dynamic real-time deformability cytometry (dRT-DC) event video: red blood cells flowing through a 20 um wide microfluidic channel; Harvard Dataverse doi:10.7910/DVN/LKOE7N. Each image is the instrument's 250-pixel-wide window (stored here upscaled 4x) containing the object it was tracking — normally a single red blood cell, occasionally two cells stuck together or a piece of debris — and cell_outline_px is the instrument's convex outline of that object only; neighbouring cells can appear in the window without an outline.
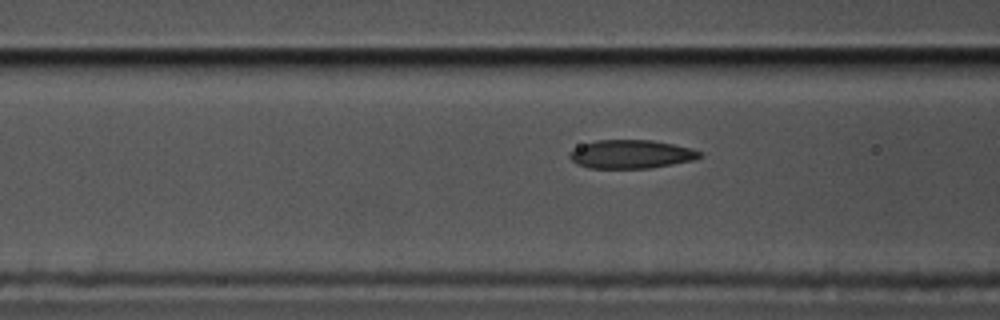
{"species": "common noctule bat (a hibernating species)", "species_latin": "Nyctalus noctula", "temperature_condition": "cold", "stored_images_in_passage": 40, "camera_frame_rate_fps": 3000, "um_per_image_px": 0.085, "animal": {"sex": "male", "body_mass_g": 17.5, "forearm_length_mm": 52.3}, "frame": {"image": 1, "passage_image": 17, "time_ms": 5.333, "image_size_px": [1000, 320], "cell_outline_px": [[704, 156], [696, 160], [652, 168], [588, 168], [576, 164], [568, 156], [568, 152], [584, 144], [596, 140], [652, 140], [692, 148], [704, 152]], "centroid_in_image_um": [53.7, 13.11], "position_along_channel_um": 112.9, "area_um2": 21.91}}
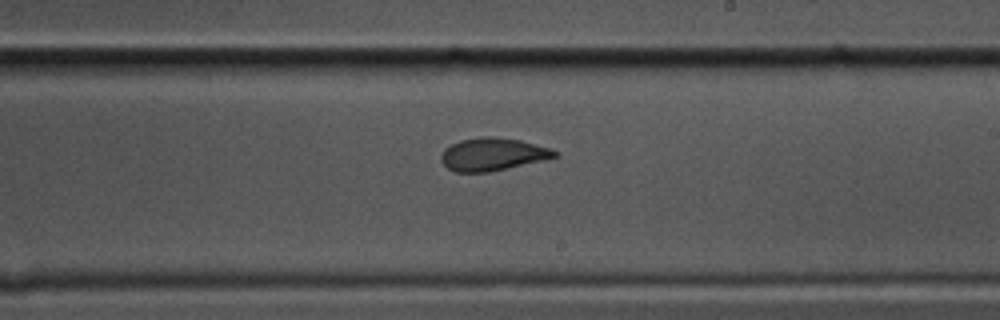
{"frame": {"image": 2, "passage_image": 29, "time_ms": 9.333, "image_size_px": [1000, 320], "cell_outline_px": [[560, 156], [544, 160], [488, 172], [456, 172], [448, 168], [440, 160], [440, 156], [444, 148], [460, 140], [480, 136], [488, 136], [520, 140], [552, 148], [560, 152]], "centroid_in_image_um": [41.9, 13.11], "position_along_channel_um": 247.1, "area_um2": 21.79}}
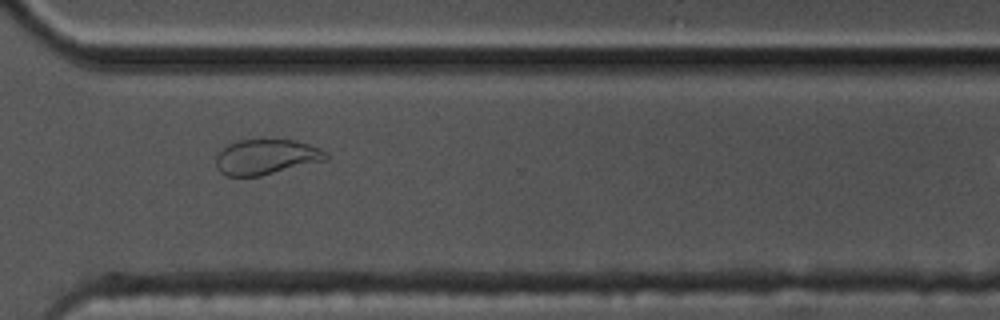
{"frame": {"image": 3, "passage_image": 38, "time_ms": 12.333, "image_size_px": [1000, 320], "cell_outline_px": [[328, 160], [260, 176], [228, 176], [220, 172], [216, 164], [216, 156], [228, 144], [240, 140], [296, 140], [320, 148], [328, 152]], "centroid_in_image_um": [22.67, 13.34], "position_along_channel_um": 347.9, "area_um2": 22.54}}